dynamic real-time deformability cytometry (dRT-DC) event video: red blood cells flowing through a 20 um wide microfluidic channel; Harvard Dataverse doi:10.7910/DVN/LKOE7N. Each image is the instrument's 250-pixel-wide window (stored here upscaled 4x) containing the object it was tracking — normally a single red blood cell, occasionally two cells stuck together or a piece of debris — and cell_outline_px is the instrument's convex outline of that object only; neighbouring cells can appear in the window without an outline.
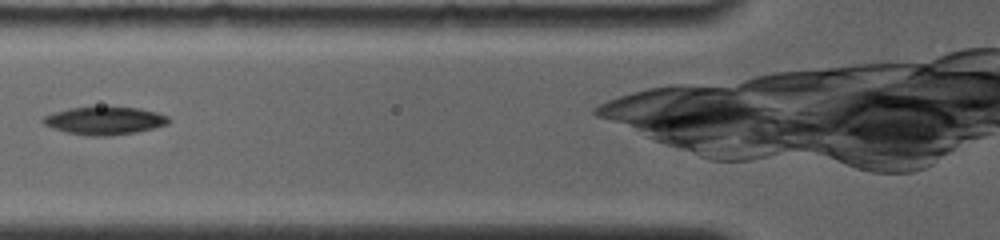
{"species": "common noctule bat (a hibernating species)", "species_latin": "Nyctalus noctula", "temperature_condition": "room temperature", "stored_images_in_passage": 23, "camera_frame_rate_fps": 4000, "um_per_image_px": 0.085, "animal": {"sex": "female", "body_mass_g": 19.0, "forearm_length_mm": 56.7}, "frame": {"image": 1, "passage_image": 5, "time_ms": 1.5, "image_size_px": [1000, 240], "cell_outline_px": [[172, 120], [168, 124], [136, 132], [108, 136], [88, 136], [68, 132], [52, 128], [44, 124], [40, 120], [44, 116], [68, 108], [140, 108], [156, 112], [168, 116]], "centroid_in_image_um": [8.9, 10.27], "position_along_channel_um": 116.9, "area_um2": 20.06}}
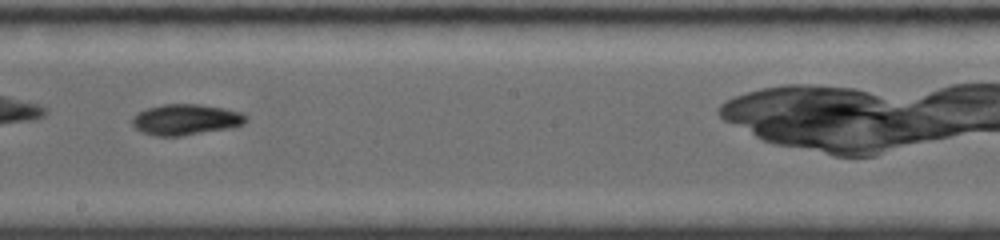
{"frame": {"image": 2, "passage_image": 13, "time_ms": 4.5, "image_size_px": [1000, 240], "cell_outline_px": [[248, 120], [244, 124], [232, 128], [180, 136], [156, 136], [144, 132], [136, 128], [132, 124], [132, 116], [148, 108], [164, 104], [200, 104], [224, 108], [240, 112], [248, 116]], "centroid_in_image_um": [15.84, 10.16], "position_along_channel_um": 232.4, "area_um2": 20.46}}
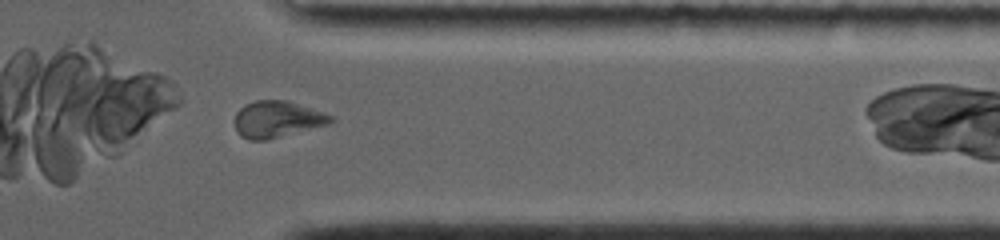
{"frame": {"image": 3, "passage_image": 20, "time_ms": 8.5, "image_size_px": [1000, 240], "cell_outline_px": [[332, 120], [328, 124], [264, 140], [248, 140], [240, 136], [236, 132], [236, 112], [244, 104], [256, 100], [288, 100], [332, 116]], "centroid_in_image_um": [23.49, 10.13], "position_along_channel_um": 387.9, "area_um2": 20.06}, "authors_computed_cell_mechanics": {"area_um2": 20.2878, "velocity_mm_per_s": 3.857, "shape_relaxation_time_tau1_ms": 1.9784, "shape_relaxation_time_tau2_ms": null, "deformation_change_tau1": 0.1179, "deformation_change_tau2": null}}